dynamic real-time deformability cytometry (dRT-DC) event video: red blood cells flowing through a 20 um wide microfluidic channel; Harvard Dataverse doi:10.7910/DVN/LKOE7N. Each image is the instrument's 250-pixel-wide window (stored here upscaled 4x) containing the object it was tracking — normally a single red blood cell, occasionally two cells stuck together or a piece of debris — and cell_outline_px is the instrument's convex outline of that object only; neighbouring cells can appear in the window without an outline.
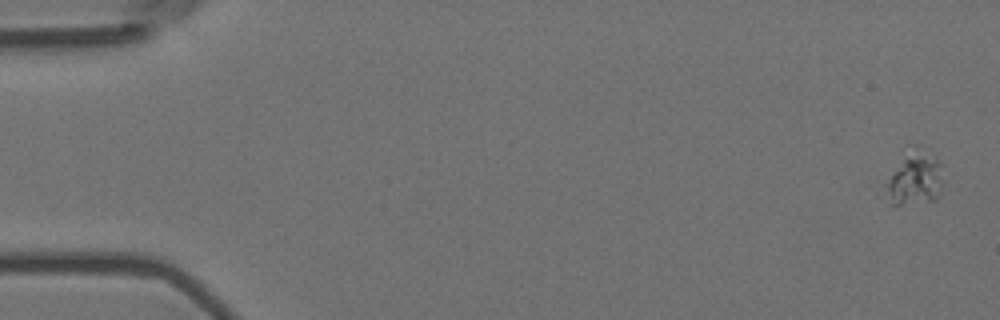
{"species": "Egyptian fruit bat (a non-hibernating species)", "species_latin": "Rousettus aegyptiacus", "temperature_condition": "room temperature", "stored_images_in_passage": 7, "camera_frame_rate_fps": 3000, "um_per_image_px": 0.085, "animal": {"sex": "female"}, "frame": {"image": 1, "passage_image": 1, "time_ms": 0.0, "image_size_px": [1000, 320], "cell_outline_px": [[936, 200], [900, 204], [892, 204], [884, 184], [912, 144], [916, 144], [936, 156]], "centroid_in_image_um": [77.64, 15.11], "position_along_channel_um": 7.4, "area_um2": 16.53}}
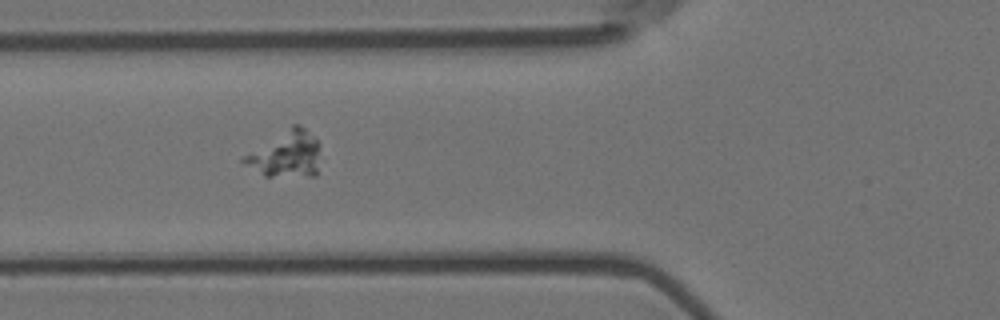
{"frame": {"image": 2, "passage_image": 6, "time_ms": 1.667, "image_size_px": [1000, 320], "cell_outline_px": [[316, 176], [264, 176], [240, 160], [244, 156], [292, 124], [300, 124], [316, 140]], "centroid_in_image_um": [24.26, 13.11], "position_along_channel_um": 101.5, "area_um2": 19.71}}
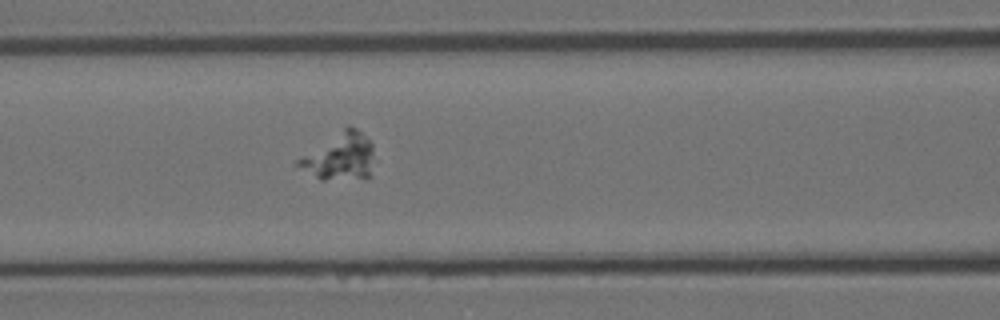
{"frame": {"image": 3, "passage_image": 7, "time_ms": 2.0, "image_size_px": [1000, 320], "cell_outline_px": [[372, 152], [368, 176], [364, 180], [320, 180], [292, 164], [296, 160], [348, 124], [356, 128], [372, 144]], "centroid_in_image_um": [28.82, 13.34], "position_along_channel_um": 137.8, "area_um2": 20.87}}